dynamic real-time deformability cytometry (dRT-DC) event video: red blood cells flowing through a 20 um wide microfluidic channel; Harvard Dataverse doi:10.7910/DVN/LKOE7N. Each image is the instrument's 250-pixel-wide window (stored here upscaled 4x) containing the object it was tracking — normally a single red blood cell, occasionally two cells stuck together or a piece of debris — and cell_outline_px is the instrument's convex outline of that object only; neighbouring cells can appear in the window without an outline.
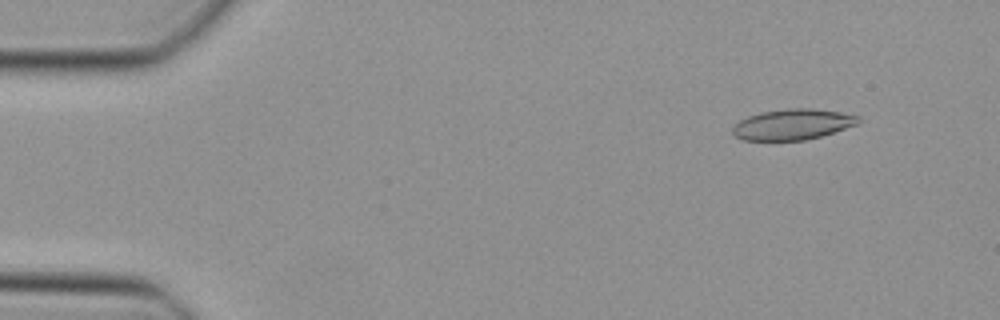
{"species": "Egyptian fruit bat (a non-hibernating species)", "species_latin": "Rousettus aegyptiacus", "temperature_condition": "cold", "stored_images_in_passage": 47, "camera_frame_rate_fps": 3000, "um_per_image_px": 0.085, "animal": {"sex": "female"}, "frame": {"image": 1, "passage_image": 5, "time_ms": 1.333, "image_size_px": [1000, 320], "cell_outline_px": [[860, 124], [820, 136], [804, 140], [744, 140], [736, 136], [732, 132], [732, 128], [740, 120], [748, 116], [764, 112], [788, 108], [812, 108], [840, 112], [860, 116]], "centroid_in_image_um": [67.41, 10.57], "position_along_channel_um": 17.6, "area_um2": 22.37}}
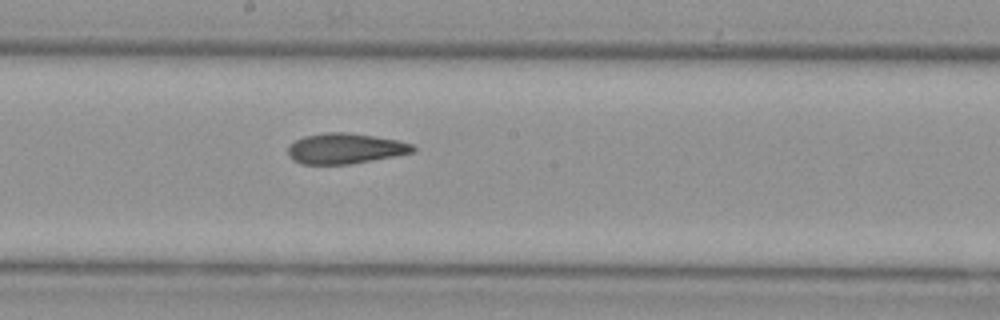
{"frame": {"image": 2, "passage_image": 26, "time_ms": 8.333, "image_size_px": [1000, 320], "cell_outline_px": [[416, 152], [372, 160], [348, 164], [300, 164], [292, 160], [288, 156], [288, 144], [304, 136], [328, 132], [344, 132], [372, 136], [396, 140], [412, 144], [416, 148]], "centroid_in_image_um": [29.3, 12.63], "position_along_channel_um": 218.9, "area_um2": 22.14}}
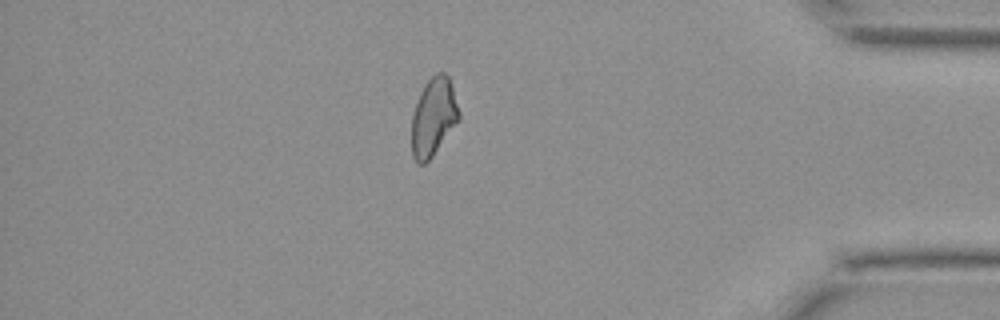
{"frame": {"image": 3, "passage_image": 41, "time_ms": 13.333, "image_size_px": [1000, 320], "cell_outline_px": [[460, 120], [432, 156], [424, 164], [416, 164], [412, 156], [412, 112], [420, 92], [424, 84], [436, 72], [444, 72], [448, 76], [460, 112]], "centroid_in_image_um": [36.83, 9.95], "position_along_channel_um": 398.4, "area_um2": 21.62}}